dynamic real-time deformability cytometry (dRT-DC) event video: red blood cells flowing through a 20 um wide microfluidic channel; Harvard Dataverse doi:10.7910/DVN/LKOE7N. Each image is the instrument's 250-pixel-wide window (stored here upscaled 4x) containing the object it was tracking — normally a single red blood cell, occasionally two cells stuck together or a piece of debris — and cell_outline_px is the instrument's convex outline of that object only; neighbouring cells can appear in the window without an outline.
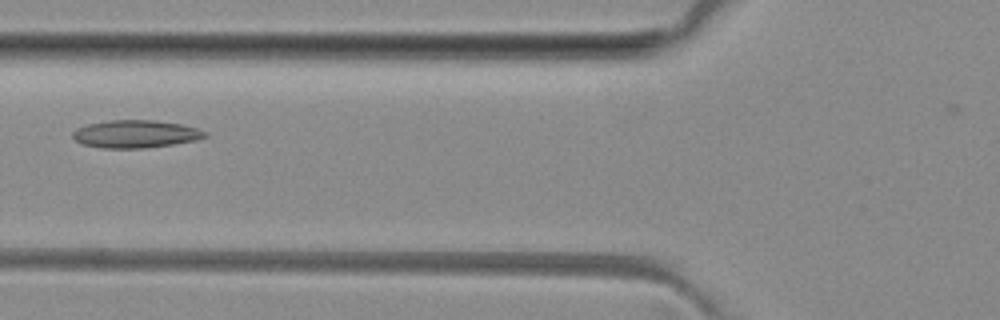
{"species": "common noctule bat (a hibernating species)", "species_latin": "Nyctalus noctula", "temperature_condition": "room temperature", "stored_images_in_passage": 2, "camera_frame_rate_fps": 3000, "um_per_image_px": 0.085, "animal": {"sex": "female", "body_mass_g": 29.2, "forearm_length_mm": 56.3}, "frame": {"image": 1, "passage_image": 2, "time_ms": 1.0, "image_size_px": [1000, 320], "cell_outline_px": [[208, 136], [196, 140], [172, 144], [144, 148], [100, 148], [80, 144], [72, 136], [72, 132], [76, 128], [88, 124], [108, 120], [156, 120], [180, 124], [196, 128], [208, 132]], "centroid_in_image_um": [11.5, 11.39], "position_along_channel_um": 114.3, "area_um2": 21.44}}